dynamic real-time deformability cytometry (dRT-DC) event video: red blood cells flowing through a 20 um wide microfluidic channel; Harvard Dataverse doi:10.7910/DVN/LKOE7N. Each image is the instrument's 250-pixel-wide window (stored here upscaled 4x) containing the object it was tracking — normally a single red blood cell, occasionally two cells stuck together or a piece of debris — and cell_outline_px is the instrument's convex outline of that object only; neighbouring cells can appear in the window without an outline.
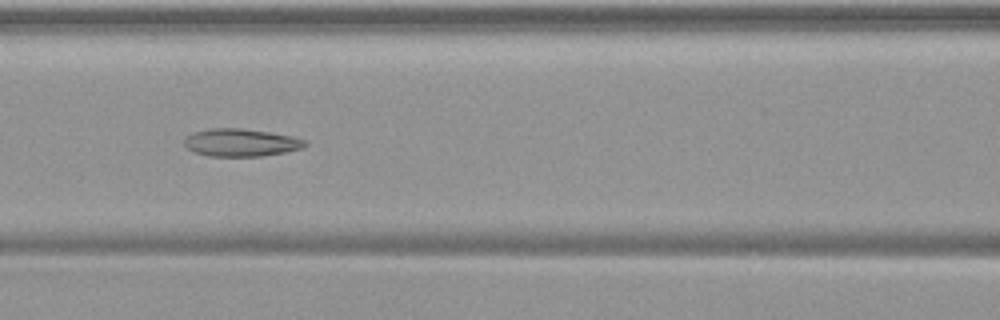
{"species": "common noctule bat (a hibernating species)", "species_latin": "Nyctalus noctula", "temperature_condition": "warm", "stored_images_in_passage": 39, "camera_frame_rate_fps": 3000, "um_per_image_px": 0.085, "animal": {"sex": "female", "body_mass_g": 19.9}, "frame": {"image": 1, "passage_image": 9, "time_ms": 2.667, "image_size_px": [1000, 320], "cell_outline_px": [[308, 144], [300, 148], [284, 152], [264, 156], [208, 156], [192, 152], [184, 144], [184, 136], [192, 132], [208, 128], [240, 128], [268, 132], [292, 136], [308, 140]], "centroid_in_image_um": [20.43, 12.11], "position_along_channel_um": 146.2, "area_um2": 19.65}}
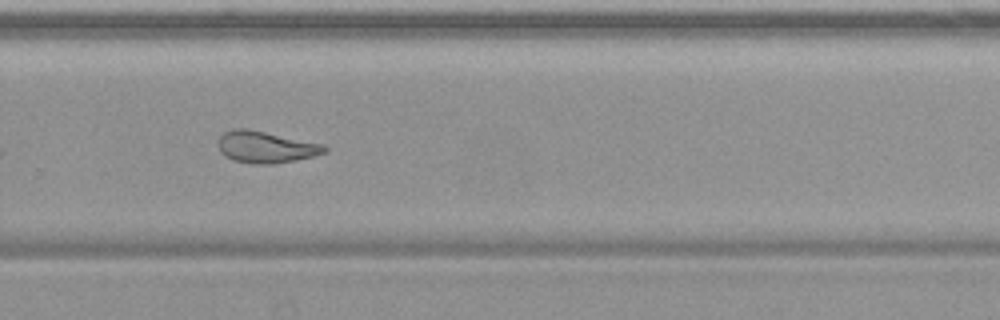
{"frame": {"image": 2, "passage_image": 22, "time_ms": 7.0, "image_size_px": [1000, 320], "cell_outline_px": [[328, 152], [312, 156], [272, 164], [252, 164], [232, 160], [224, 156], [220, 152], [220, 136], [224, 132], [232, 128], [248, 128], [324, 144], [328, 148]], "centroid_in_image_um": [22.59, 12.49], "position_along_channel_um": 307.2, "area_um2": 19.65}}
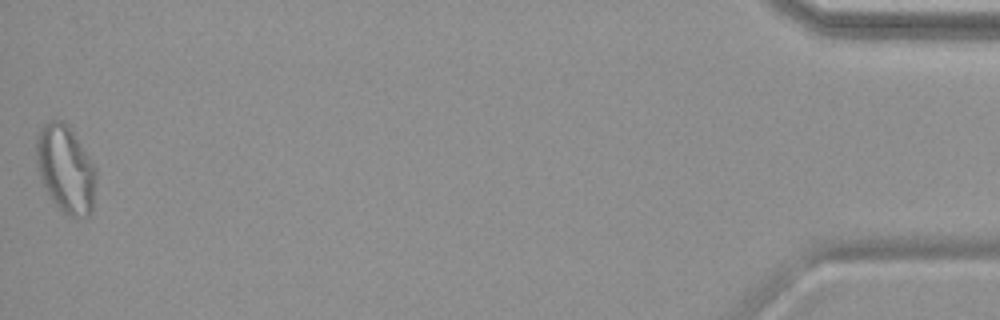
{"frame": {"image": 3, "passage_image": 39, "time_ms": 12.667, "image_size_px": [1000, 320], "cell_outline_px": [[96, 176], [92, 212], [88, 216], [72, 216], [64, 212], [52, 200], [40, 176], [36, 164], [36, 136], [44, 124], [52, 120], [64, 120], [68, 124], [96, 168]], "centroid_in_image_um": [5.58, 14.34], "position_along_channel_um": 429.6, "area_um2": 30.17}, "authors_computed_cell_mechanics": {"area_um2": 20.519, "velocity_mm_per_s": 3.7335, "shape_relaxation_time_tau1_ms": null, "shape_relaxation_time_tau2_ms": 3.4418, "deformation_change_tau1": null, "deformation_change_tau2": 0.1187}}